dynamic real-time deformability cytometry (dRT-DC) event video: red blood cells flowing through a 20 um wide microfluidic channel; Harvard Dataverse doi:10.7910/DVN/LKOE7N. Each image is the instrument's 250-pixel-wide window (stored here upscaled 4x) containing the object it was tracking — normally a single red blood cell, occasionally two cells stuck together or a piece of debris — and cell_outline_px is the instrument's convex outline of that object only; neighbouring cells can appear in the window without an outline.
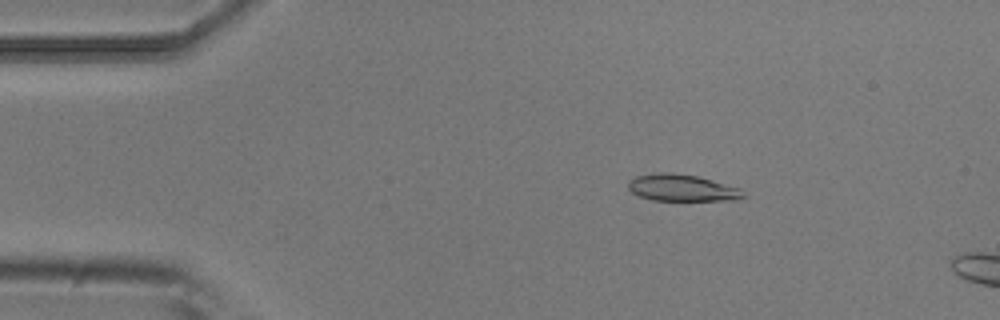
{"species": "common noctule bat (a hibernating species)", "species_latin": "Nyctalus noctula", "temperature_condition": "room temperature", "stored_images_in_passage": 5, "camera_frame_rate_fps": 3000, "um_per_image_px": 0.085, "animal": {"sex": "male", "body_mass_g": 20.5, "forearm_length_mm": 52.5}, "frame": {"image": 1, "passage_image": 3, "time_ms": 0.667, "image_size_px": [1000, 320], "cell_outline_px": [[744, 196], [736, 200], [652, 200], [640, 196], [632, 192], [628, 188], [628, 180], [636, 176], [660, 172], [668, 172], [696, 176], [712, 180], [740, 188]], "centroid_in_image_um": [57.93, 15.96], "position_along_channel_um": 27.1, "area_um2": 17.74}}